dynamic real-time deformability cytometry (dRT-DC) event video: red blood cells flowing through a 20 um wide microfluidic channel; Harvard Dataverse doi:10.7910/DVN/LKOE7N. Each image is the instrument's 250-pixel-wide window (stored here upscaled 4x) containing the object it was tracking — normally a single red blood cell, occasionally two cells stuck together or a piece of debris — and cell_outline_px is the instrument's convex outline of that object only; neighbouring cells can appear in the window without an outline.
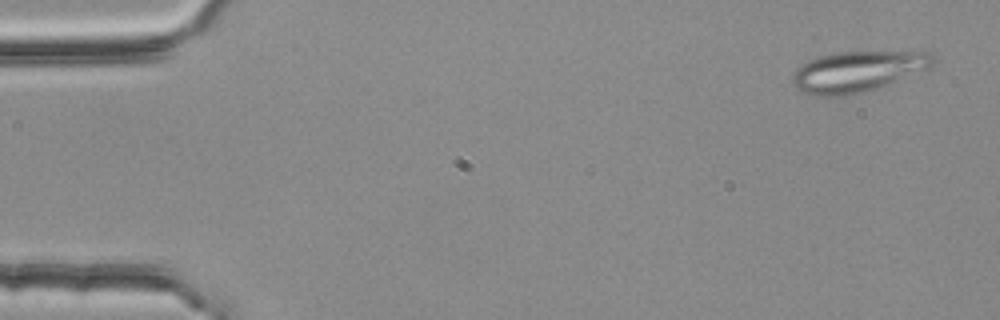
{"species": "common noctule bat (a hibernating species)", "species_latin": "Nyctalus noctula", "temperature_condition": "room temperature", "stored_images_in_passage": 4, "camera_frame_rate_fps": 3000, "um_per_image_px": 0.085, "animal": {"sex": "female", "body_mass_g": 25.1}, "frame": {"image": 1, "passage_image": 1, "time_ms": 0.0, "image_size_px": [1000, 320], "cell_outline_px": [[936, 60], [928, 68], [876, 88], [844, 96], [816, 96], [804, 92], [796, 88], [792, 84], [792, 72], [796, 68], [820, 56], [840, 52], [924, 48], [932, 52], [936, 56]], "centroid_in_image_um": [73.01, 6.01], "position_along_channel_um": 12.0, "area_um2": 34.16}}